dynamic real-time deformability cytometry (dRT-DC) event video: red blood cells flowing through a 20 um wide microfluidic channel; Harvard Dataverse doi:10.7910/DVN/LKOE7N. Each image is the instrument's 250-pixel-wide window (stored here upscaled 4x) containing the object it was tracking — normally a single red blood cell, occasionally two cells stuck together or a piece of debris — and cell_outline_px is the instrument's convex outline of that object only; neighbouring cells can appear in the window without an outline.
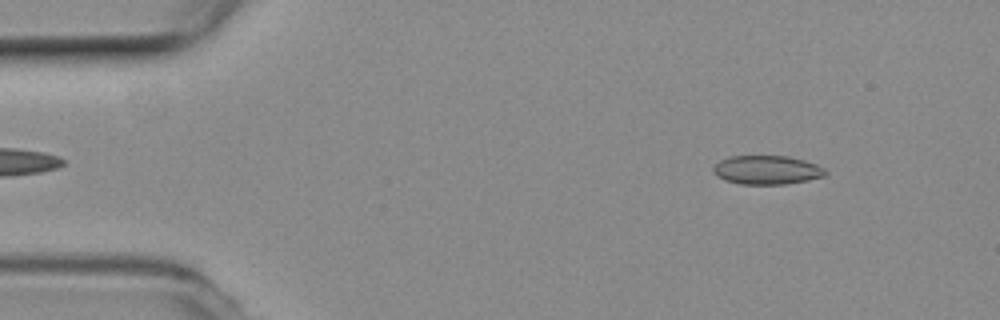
{"species": "common noctule bat (a hibernating species)", "species_latin": "Nyctalus noctula", "temperature_condition": "room temperature", "stored_images_in_passage": 52, "camera_frame_rate_fps": 3000, "um_per_image_px": 0.085, "animal": {"sex": "female", "body_mass_g": 19.3, "forearm_length_mm": 54.1}, "frame": {"image": 1, "passage_image": 5, "time_ms": 1.333, "image_size_px": [1000, 320], "cell_outline_px": [[828, 172], [824, 176], [808, 180], [784, 184], [740, 184], [724, 180], [716, 176], [712, 172], [712, 168], [720, 160], [728, 156], [788, 156], [804, 160], [816, 164], [824, 168]], "centroid_in_image_um": [65.16, 14.44], "position_along_channel_um": 19.8, "area_um2": 18.96}}
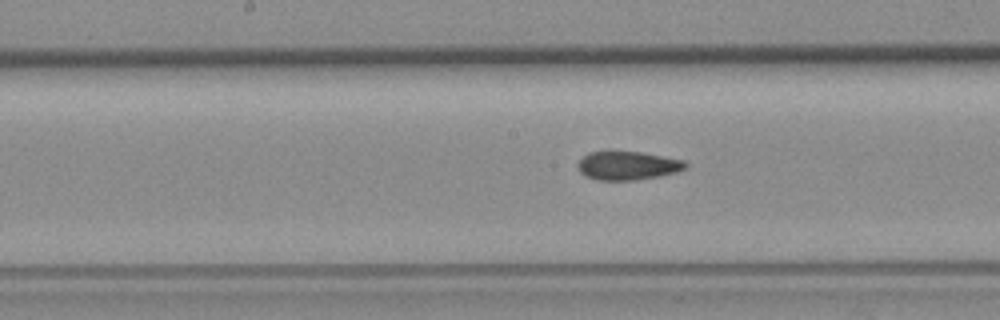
{"frame": {"image": 2, "passage_image": 25, "time_ms": 8.0, "image_size_px": [1000, 320], "cell_outline_px": [[688, 168], [676, 172], [660, 176], [636, 180], [596, 180], [584, 176], [576, 168], [576, 164], [588, 152], [640, 152], [684, 160], [688, 164]], "centroid_in_image_um": [53.34, 14.09], "position_along_channel_um": 194.9, "area_um2": 18.03}}
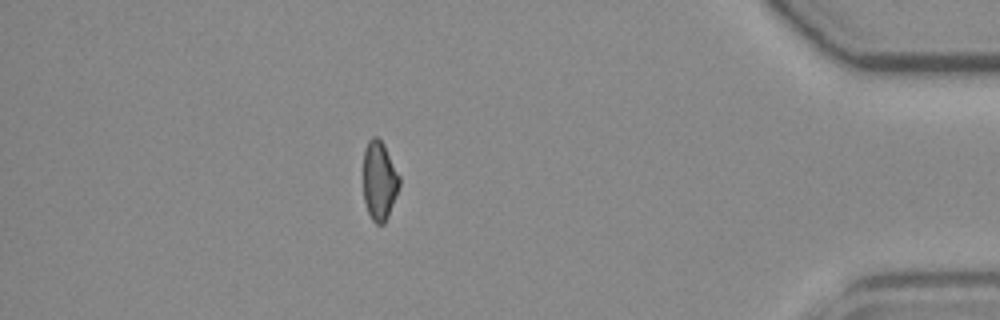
{"frame": {"image": 3, "passage_image": 45, "time_ms": 14.667, "image_size_px": [1000, 320], "cell_outline_px": [[400, 184], [388, 216], [384, 224], [376, 224], [372, 220], [368, 212], [364, 200], [364, 148], [368, 140], [372, 136], [376, 136], [384, 144], [400, 176]], "centroid_in_image_um": [32.24, 15.34], "position_along_channel_um": 403.0, "area_um2": 16.59}, "authors_computed_cell_mechanics": {"area_um2": 18.1781, "velocity_mm_per_s": 3.8562, "shape_relaxation_time_tau1_ms": null, "shape_relaxation_time_tau2_ms": 3.6762, "deformation_change_tau1": null, "deformation_change_tau2": 0.0864}}